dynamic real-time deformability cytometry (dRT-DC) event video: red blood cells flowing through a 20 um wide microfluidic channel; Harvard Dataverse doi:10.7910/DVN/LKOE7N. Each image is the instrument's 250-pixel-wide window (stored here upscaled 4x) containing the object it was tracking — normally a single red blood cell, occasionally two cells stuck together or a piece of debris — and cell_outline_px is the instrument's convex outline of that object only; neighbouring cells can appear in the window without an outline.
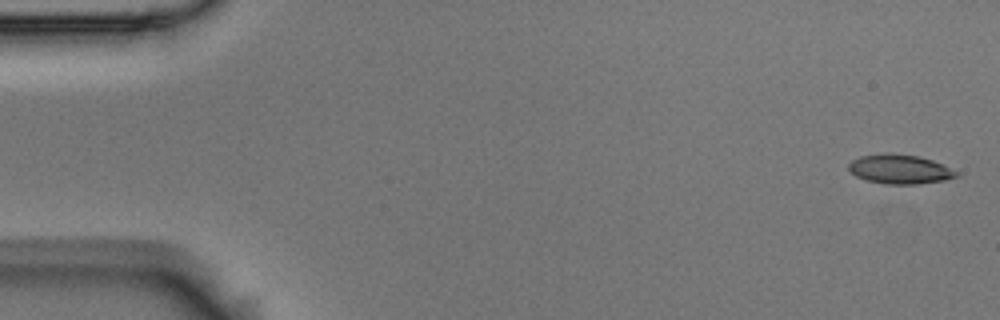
{"species": "Egyptian fruit bat (a non-hibernating species)", "species_latin": "Rousettus aegyptiacus", "temperature_condition": "room temperature", "stored_images_in_passage": 5, "segment_of_instrument_passage": [1, 2], "camera_frame_rate_fps": 3000, "um_per_image_px": 0.085, "animal": {"sex": "male"}, "frame": {"image": 1, "passage_image": 1, "time_ms": 0.0, "image_size_px": [1000, 320], "cell_outline_px": [[960, 176], [944, 180], [916, 184], [884, 184], [868, 180], [856, 176], [848, 168], [848, 164], [852, 160], [860, 156], [884, 152], [888, 152], [920, 156], [944, 164], [960, 172]], "centroid_in_image_um": [76.52, 14.36], "position_along_channel_um": 8.5, "area_um2": 18.67}}